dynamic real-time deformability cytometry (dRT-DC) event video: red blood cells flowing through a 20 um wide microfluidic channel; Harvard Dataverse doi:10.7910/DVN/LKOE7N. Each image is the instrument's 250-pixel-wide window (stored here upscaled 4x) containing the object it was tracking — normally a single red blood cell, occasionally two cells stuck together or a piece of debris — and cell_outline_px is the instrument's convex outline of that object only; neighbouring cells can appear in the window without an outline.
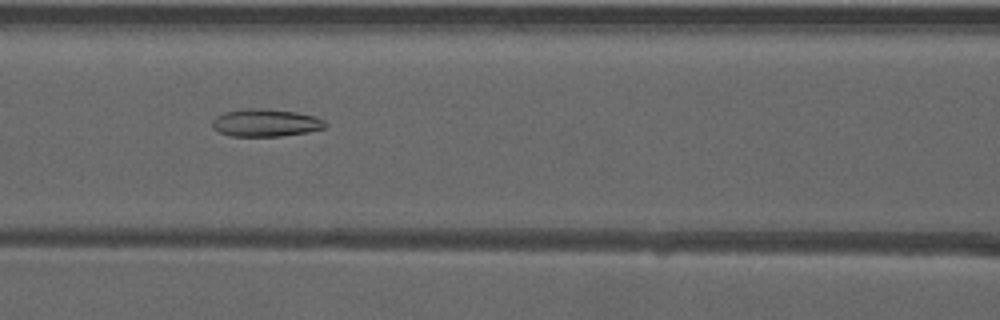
{"species": "common noctule bat (a hibernating species)", "species_latin": "Nyctalus noctula", "temperature_condition": "warm", "stored_images_in_passage": 35, "camera_frame_rate_fps": 3000, "um_per_image_px": 0.085, "animal": {"sex": "male", "forearm_length_mm": 52.5}, "frame": {"image": 1, "passage_image": 6, "time_ms": 1.667, "image_size_px": [1000, 320], "cell_outline_px": [[328, 124], [324, 128], [308, 132], [280, 136], [232, 136], [220, 132], [212, 128], [212, 120], [216, 116], [224, 112], [248, 108], [256, 108], [296, 112], [316, 116], [324, 120]], "centroid_in_image_um": [22.59, 10.44], "position_along_channel_um": 144.0, "area_um2": 18.15}}
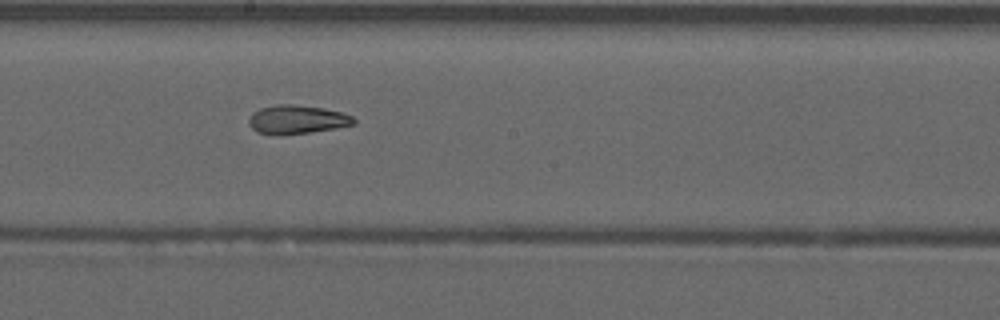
{"frame": {"image": 2, "passage_image": 12, "time_ms": 3.667, "image_size_px": [1000, 320], "cell_outline_px": [[356, 124], [336, 128], [280, 136], [272, 136], [256, 132], [248, 124], [248, 120], [252, 112], [260, 108], [276, 104], [296, 104], [324, 108], [340, 112], [352, 116], [356, 120]], "centroid_in_image_um": [25.2, 10.17], "position_along_channel_um": 223.0, "area_um2": 17.92}}
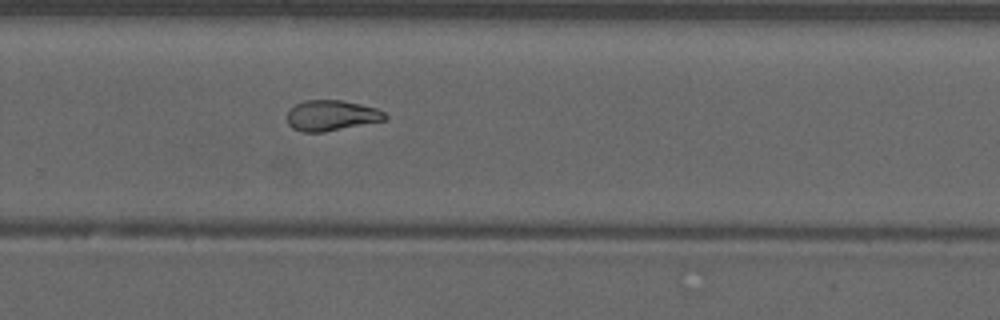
{"frame": {"image": 3, "passage_image": 18, "time_ms": 5.667, "image_size_px": [1000, 320], "cell_outline_px": [[388, 120], [324, 132], [300, 132], [292, 128], [288, 124], [288, 112], [296, 104], [304, 100], [340, 100], [360, 104], [376, 108], [384, 112], [388, 116]], "centroid_in_image_um": [28.2, 9.83], "position_along_channel_um": 301.6, "area_um2": 17.51}}